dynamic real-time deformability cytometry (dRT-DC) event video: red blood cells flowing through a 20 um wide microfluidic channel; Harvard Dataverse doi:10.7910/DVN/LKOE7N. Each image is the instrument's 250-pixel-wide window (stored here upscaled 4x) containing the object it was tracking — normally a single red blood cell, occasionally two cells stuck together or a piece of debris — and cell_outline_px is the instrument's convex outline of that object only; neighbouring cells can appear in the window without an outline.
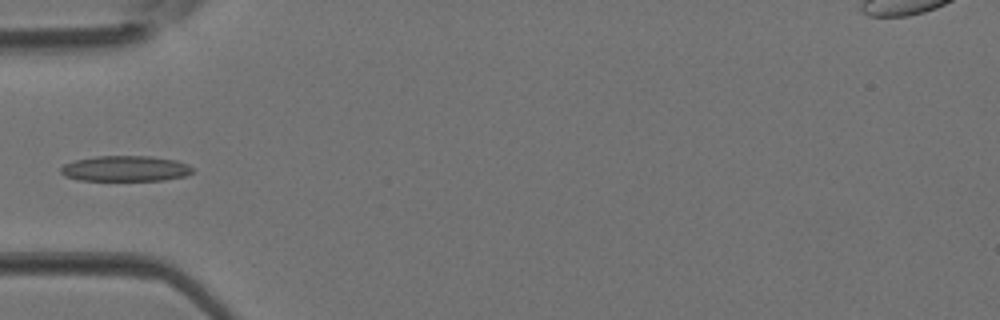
{"species": "Egyptian fruit bat (a non-hibernating species)", "species_latin": "Rousettus aegyptiacus", "temperature_condition": "room temperature", "stored_images_in_passage": 5, "camera_frame_rate_fps": 3000, "um_per_image_px": 0.085, "animal": {"sex": "female"}, "frame": {"image": 1, "passage_image": 5, "time_ms": 1.333, "image_size_px": [1000, 320], "cell_outline_px": [[196, 168], [192, 172], [184, 176], [164, 180], [76, 180], [64, 176], [60, 172], [60, 168], [64, 164], [76, 160], [96, 156], [152, 156], [176, 160]], "centroid_in_image_um": [10.65, 14.33], "position_along_channel_um": 74.3, "area_um2": 19.71}}